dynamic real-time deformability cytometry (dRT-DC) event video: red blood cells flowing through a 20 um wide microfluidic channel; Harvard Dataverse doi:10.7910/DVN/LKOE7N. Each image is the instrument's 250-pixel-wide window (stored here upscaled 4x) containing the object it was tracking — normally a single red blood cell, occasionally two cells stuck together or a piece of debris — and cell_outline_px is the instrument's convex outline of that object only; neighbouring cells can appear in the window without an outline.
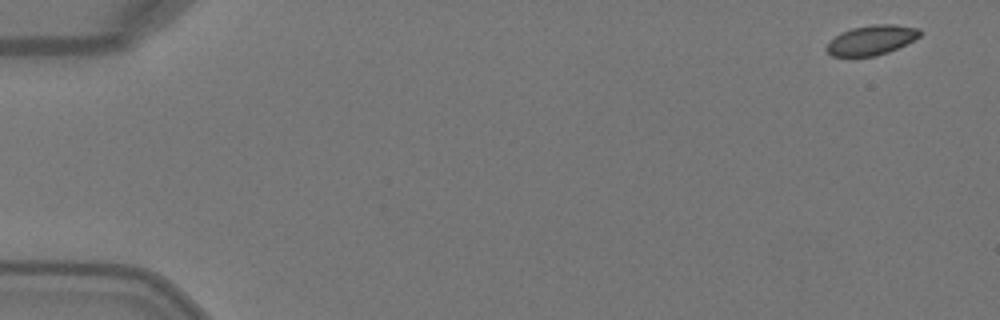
{"species": "Egyptian fruit bat (a non-hibernating species)", "species_latin": "Rousettus aegyptiacus", "temperature_condition": "warm", "stored_images_in_passage": 7, "camera_frame_rate_fps": 3000, "um_per_image_px": 0.085, "animal": {"sex": "female"}, "frame": {"image": 1, "passage_image": 1, "time_ms": 0.0, "image_size_px": [1000, 320], "cell_outline_px": [[924, 32], [920, 36], [888, 52], [876, 56], [832, 56], [824, 48], [840, 32], [852, 28], [872, 24], [892, 24], [920, 28]], "centroid_in_image_um": [74.09, 3.39], "position_along_channel_um": 10.9, "area_um2": 16.07}}
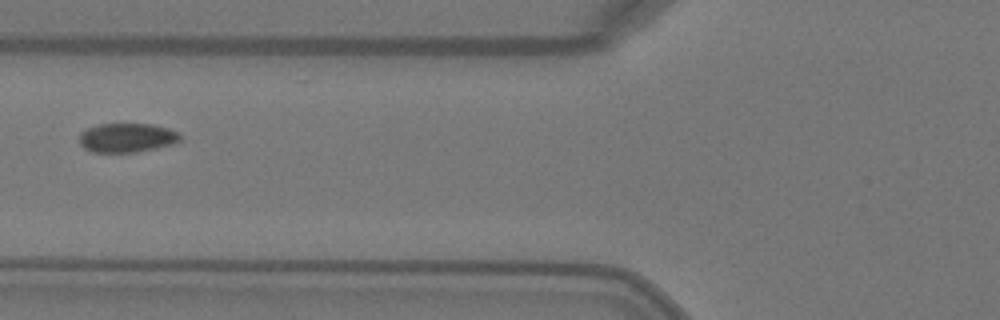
{"frame": {"image": 2, "passage_image": 6, "time_ms": 1.667, "image_size_px": [1000, 320], "cell_outline_px": [[180, 140], [172, 144], [156, 148], [136, 152], [92, 152], [84, 148], [80, 144], [80, 132], [88, 128], [100, 124], [152, 124], [168, 128], [180, 132]], "centroid_in_image_um": [10.8, 11.7], "position_along_channel_um": 115.0, "area_um2": 17.11}}
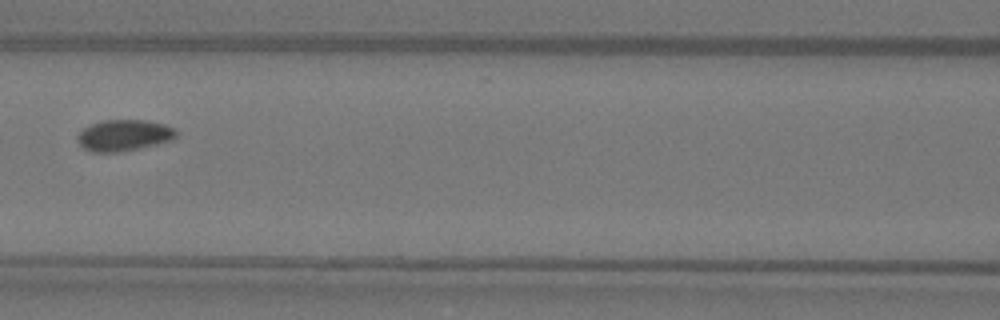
{"frame": {"image": 3, "passage_image": 7, "time_ms": 2.0, "image_size_px": [1000, 320], "cell_outline_px": [[176, 136], [172, 140], [156, 144], [120, 152], [92, 152], [84, 148], [76, 140], [76, 136], [84, 128], [92, 124], [104, 120], [144, 120], [164, 124], [176, 128]], "centroid_in_image_um": [10.53, 11.5], "position_along_channel_um": 156.1, "area_um2": 17.92}}